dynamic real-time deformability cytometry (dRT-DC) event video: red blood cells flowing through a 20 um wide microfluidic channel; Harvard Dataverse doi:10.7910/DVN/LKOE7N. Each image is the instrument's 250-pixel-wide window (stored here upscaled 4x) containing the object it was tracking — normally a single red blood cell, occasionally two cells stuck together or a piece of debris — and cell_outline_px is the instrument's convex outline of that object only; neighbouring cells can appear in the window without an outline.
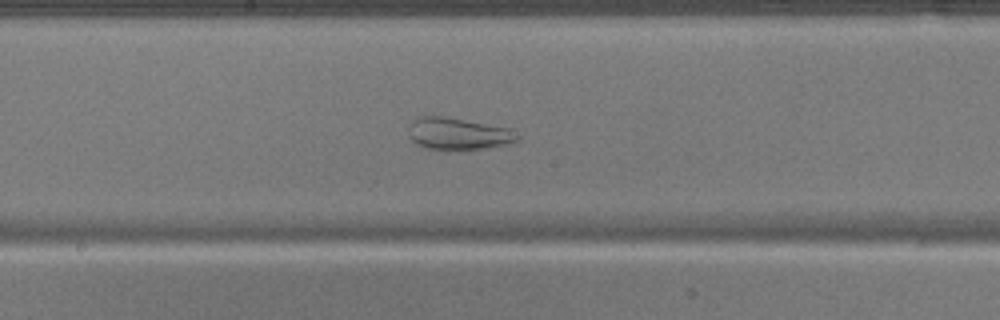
{"species": "common noctule bat (a hibernating species)", "species_latin": "Nyctalus noctula", "temperature_condition": "warm", "stored_images_in_passage": 35, "camera_frame_rate_fps": 3000, "um_per_image_px": 0.085, "animal": {"sex": "male", "body_mass_g": 17.9}, "frame": {"image": 1, "passage_image": 16, "time_ms": 5.0, "image_size_px": [1000, 320], "cell_outline_px": [[520, 140], [504, 144], [484, 148], [424, 148], [416, 144], [408, 136], [408, 128], [412, 120], [420, 116], [444, 116], [512, 128], [520, 136]], "centroid_in_image_um": [38.94, 11.33], "position_along_channel_um": 209.3, "area_um2": 20.11}}
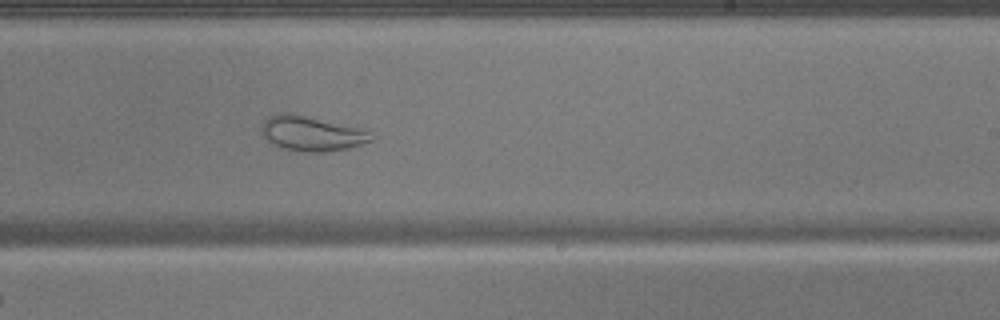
{"frame": {"image": 2, "passage_image": 20, "time_ms": 6.333, "image_size_px": [1000, 320], "cell_outline_px": [[376, 136], [372, 140], [348, 148], [324, 152], [300, 152], [284, 148], [268, 140], [264, 136], [260, 128], [264, 120], [268, 116], [276, 112], [292, 112], [372, 132]], "centroid_in_image_um": [26.45, 11.33], "position_along_channel_um": 262.5, "area_um2": 22.2}}